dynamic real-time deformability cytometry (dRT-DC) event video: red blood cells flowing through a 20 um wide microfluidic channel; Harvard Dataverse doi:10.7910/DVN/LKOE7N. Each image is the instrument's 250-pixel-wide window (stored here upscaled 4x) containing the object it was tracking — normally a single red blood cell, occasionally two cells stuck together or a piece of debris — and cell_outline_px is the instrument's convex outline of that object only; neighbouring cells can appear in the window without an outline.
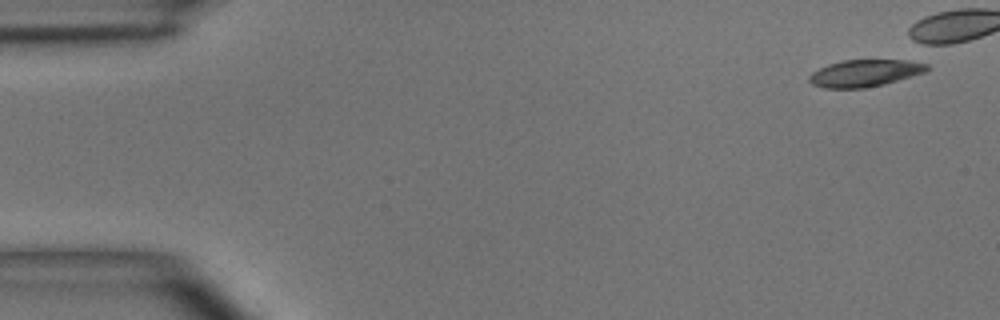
{"species": "common noctule bat (a hibernating species)", "species_latin": "Nyctalus noctula", "temperature_condition": "room temperature", "stored_images_in_passage": 8, "camera_frame_rate_fps": 3000, "um_per_image_px": 0.085, "animal": {"sex": "male", "body_mass_g": 15.6}, "frame": {"image": 1, "passage_image": 1, "time_ms": 0.0, "image_size_px": [1000, 320], "cell_outline_px": [[928, 68], [924, 72], [884, 84], [864, 88], [824, 88], [812, 84], [808, 80], [808, 76], [812, 72], [828, 64], [844, 60], [908, 60], [928, 64]], "centroid_in_image_um": [73.47, 6.21], "position_along_channel_um": 11.5, "area_um2": 18.38}}